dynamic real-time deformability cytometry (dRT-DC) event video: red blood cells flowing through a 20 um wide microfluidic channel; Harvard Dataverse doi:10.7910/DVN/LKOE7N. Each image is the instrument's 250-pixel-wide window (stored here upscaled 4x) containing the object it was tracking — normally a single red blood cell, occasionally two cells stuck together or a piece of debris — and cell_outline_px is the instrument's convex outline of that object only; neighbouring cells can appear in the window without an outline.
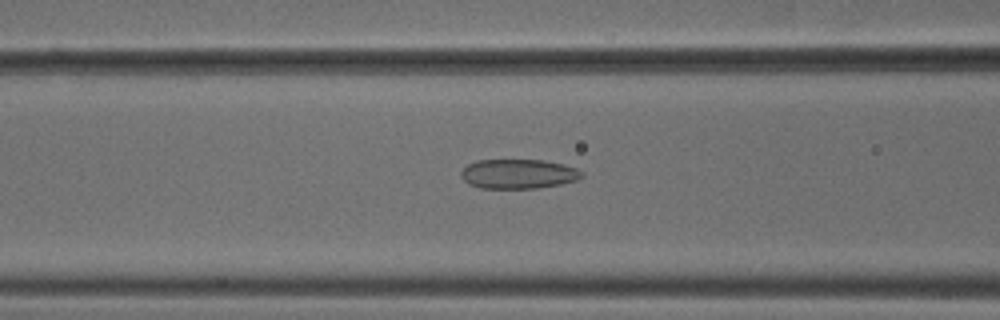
{"species": "common noctule bat (a hibernating species)", "species_latin": "Nyctalus noctula", "temperature_condition": "cold", "stored_images_in_passage": 52, "camera_frame_rate_fps": 3000, "um_per_image_px": 0.085, "animal": {"sex": "male", "body_mass_g": 18.8}, "frame": {"image": 1, "passage_image": 21, "time_ms": 6.667, "image_size_px": [1000, 320], "cell_outline_px": [[584, 176], [576, 180], [560, 184], [536, 188], [480, 188], [468, 184], [460, 176], [460, 172], [468, 164], [476, 160], [544, 160], [564, 164], [576, 168], [584, 172]], "centroid_in_image_um": [44.06, 14.78], "position_along_channel_um": 122.5, "area_um2": 20.87}}
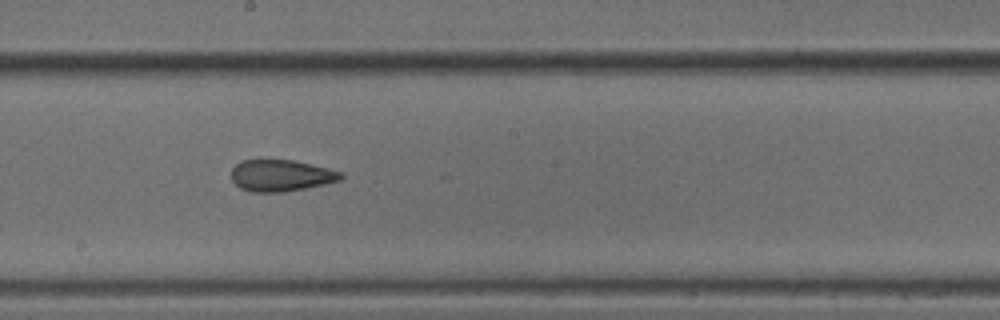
{"frame": {"image": 2, "passage_image": 29, "time_ms": 9.333, "image_size_px": [1000, 320], "cell_outline_px": [[344, 176], [340, 180], [324, 184], [284, 192], [252, 192], [240, 188], [232, 180], [232, 168], [236, 164], [244, 160], [292, 160], [328, 168], [340, 172]], "centroid_in_image_um": [23.87, 14.92], "position_along_channel_um": 224.3, "area_um2": 19.94}}
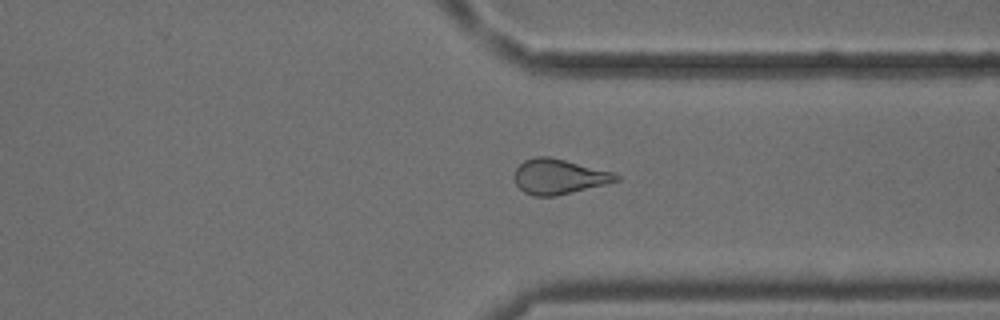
{"frame": {"image": 3, "passage_image": 40, "time_ms": 13.0, "image_size_px": [1000, 320], "cell_outline_px": [[620, 180], [556, 196], [532, 196], [524, 192], [516, 184], [516, 168], [524, 160], [536, 156], [548, 156], [616, 172], [620, 176]], "centroid_in_image_um": [47.53, 15.0], "position_along_channel_um": 363.9, "area_um2": 20.69}, "authors_computed_cell_mechanics": {"area_um2": 21.0681, "velocity_mm_per_s": 3.8055, "shape_relaxation_time_tau1_ms": null, "shape_relaxation_time_tau2_ms": 2.5943, "deformation_change_tau1": null, "deformation_change_tau2": 0.1033}}